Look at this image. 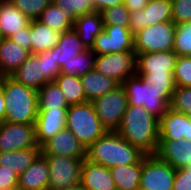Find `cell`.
<instances>
[{"label": "cell", "mask_w": 191, "mask_h": 190, "mask_svg": "<svg viewBox=\"0 0 191 190\" xmlns=\"http://www.w3.org/2000/svg\"><path fill=\"white\" fill-rule=\"evenodd\" d=\"M81 83L84 87L87 101L92 102L94 99L104 96L106 93L113 91L119 84L95 69L81 76Z\"/></svg>", "instance_id": "cell-26"}, {"label": "cell", "mask_w": 191, "mask_h": 190, "mask_svg": "<svg viewBox=\"0 0 191 190\" xmlns=\"http://www.w3.org/2000/svg\"><path fill=\"white\" fill-rule=\"evenodd\" d=\"M13 190H26V189H22V188L16 187Z\"/></svg>", "instance_id": "cell-50"}, {"label": "cell", "mask_w": 191, "mask_h": 190, "mask_svg": "<svg viewBox=\"0 0 191 190\" xmlns=\"http://www.w3.org/2000/svg\"><path fill=\"white\" fill-rule=\"evenodd\" d=\"M31 55V52L10 38L0 39V77L10 76Z\"/></svg>", "instance_id": "cell-21"}, {"label": "cell", "mask_w": 191, "mask_h": 190, "mask_svg": "<svg viewBox=\"0 0 191 190\" xmlns=\"http://www.w3.org/2000/svg\"><path fill=\"white\" fill-rule=\"evenodd\" d=\"M173 21L171 0H149L145 8L130 14L129 29L133 35L148 25Z\"/></svg>", "instance_id": "cell-13"}, {"label": "cell", "mask_w": 191, "mask_h": 190, "mask_svg": "<svg viewBox=\"0 0 191 190\" xmlns=\"http://www.w3.org/2000/svg\"><path fill=\"white\" fill-rule=\"evenodd\" d=\"M116 132L146 155H155L159 144V119L143 106H128Z\"/></svg>", "instance_id": "cell-1"}, {"label": "cell", "mask_w": 191, "mask_h": 190, "mask_svg": "<svg viewBox=\"0 0 191 190\" xmlns=\"http://www.w3.org/2000/svg\"><path fill=\"white\" fill-rule=\"evenodd\" d=\"M95 70L122 85L127 78L136 75V52L96 55Z\"/></svg>", "instance_id": "cell-10"}, {"label": "cell", "mask_w": 191, "mask_h": 190, "mask_svg": "<svg viewBox=\"0 0 191 190\" xmlns=\"http://www.w3.org/2000/svg\"><path fill=\"white\" fill-rule=\"evenodd\" d=\"M18 174L12 169L0 166V189L13 190L18 187Z\"/></svg>", "instance_id": "cell-44"}, {"label": "cell", "mask_w": 191, "mask_h": 190, "mask_svg": "<svg viewBox=\"0 0 191 190\" xmlns=\"http://www.w3.org/2000/svg\"><path fill=\"white\" fill-rule=\"evenodd\" d=\"M149 0H124L123 4L131 13L141 11L145 8Z\"/></svg>", "instance_id": "cell-47"}, {"label": "cell", "mask_w": 191, "mask_h": 190, "mask_svg": "<svg viewBox=\"0 0 191 190\" xmlns=\"http://www.w3.org/2000/svg\"><path fill=\"white\" fill-rule=\"evenodd\" d=\"M43 72V59H39L35 54H31L10 76L17 82L38 91L47 83Z\"/></svg>", "instance_id": "cell-22"}, {"label": "cell", "mask_w": 191, "mask_h": 190, "mask_svg": "<svg viewBox=\"0 0 191 190\" xmlns=\"http://www.w3.org/2000/svg\"><path fill=\"white\" fill-rule=\"evenodd\" d=\"M73 29L86 48L92 49L96 37L104 30L101 13L95 11L90 14L78 16L73 23Z\"/></svg>", "instance_id": "cell-24"}, {"label": "cell", "mask_w": 191, "mask_h": 190, "mask_svg": "<svg viewBox=\"0 0 191 190\" xmlns=\"http://www.w3.org/2000/svg\"><path fill=\"white\" fill-rule=\"evenodd\" d=\"M91 50L95 55L134 51V35L129 26L104 25Z\"/></svg>", "instance_id": "cell-11"}, {"label": "cell", "mask_w": 191, "mask_h": 190, "mask_svg": "<svg viewBox=\"0 0 191 190\" xmlns=\"http://www.w3.org/2000/svg\"><path fill=\"white\" fill-rule=\"evenodd\" d=\"M104 25L129 26L130 12L123 3L100 12Z\"/></svg>", "instance_id": "cell-36"}, {"label": "cell", "mask_w": 191, "mask_h": 190, "mask_svg": "<svg viewBox=\"0 0 191 190\" xmlns=\"http://www.w3.org/2000/svg\"><path fill=\"white\" fill-rule=\"evenodd\" d=\"M41 153L69 158H86V148L67 128H64L51 140L47 141L41 147Z\"/></svg>", "instance_id": "cell-17"}, {"label": "cell", "mask_w": 191, "mask_h": 190, "mask_svg": "<svg viewBox=\"0 0 191 190\" xmlns=\"http://www.w3.org/2000/svg\"><path fill=\"white\" fill-rule=\"evenodd\" d=\"M176 24L173 21L148 25L134 35L136 53L173 50Z\"/></svg>", "instance_id": "cell-6"}, {"label": "cell", "mask_w": 191, "mask_h": 190, "mask_svg": "<svg viewBox=\"0 0 191 190\" xmlns=\"http://www.w3.org/2000/svg\"><path fill=\"white\" fill-rule=\"evenodd\" d=\"M146 154L116 131H107L86 149L88 161L111 168L138 163Z\"/></svg>", "instance_id": "cell-2"}, {"label": "cell", "mask_w": 191, "mask_h": 190, "mask_svg": "<svg viewBox=\"0 0 191 190\" xmlns=\"http://www.w3.org/2000/svg\"><path fill=\"white\" fill-rule=\"evenodd\" d=\"M39 59H43L44 79L47 83L54 82L56 77L61 73L58 65L56 51L52 48L45 52L35 54Z\"/></svg>", "instance_id": "cell-39"}, {"label": "cell", "mask_w": 191, "mask_h": 190, "mask_svg": "<svg viewBox=\"0 0 191 190\" xmlns=\"http://www.w3.org/2000/svg\"><path fill=\"white\" fill-rule=\"evenodd\" d=\"M173 190H191V163L187 167L176 169Z\"/></svg>", "instance_id": "cell-43"}, {"label": "cell", "mask_w": 191, "mask_h": 190, "mask_svg": "<svg viewBox=\"0 0 191 190\" xmlns=\"http://www.w3.org/2000/svg\"><path fill=\"white\" fill-rule=\"evenodd\" d=\"M122 86L126 91L128 106H143L158 119L170 108L174 91H158L138 75L127 78Z\"/></svg>", "instance_id": "cell-4"}, {"label": "cell", "mask_w": 191, "mask_h": 190, "mask_svg": "<svg viewBox=\"0 0 191 190\" xmlns=\"http://www.w3.org/2000/svg\"><path fill=\"white\" fill-rule=\"evenodd\" d=\"M173 22L177 25L191 22V0H171Z\"/></svg>", "instance_id": "cell-42"}, {"label": "cell", "mask_w": 191, "mask_h": 190, "mask_svg": "<svg viewBox=\"0 0 191 190\" xmlns=\"http://www.w3.org/2000/svg\"><path fill=\"white\" fill-rule=\"evenodd\" d=\"M158 91H175L173 74H136Z\"/></svg>", "instance_id": "cell-41"}, {"label": "cell", "mask_w": 191, "mask_h": 190, "mask_svg": "<svg viewBox=\"0 0 191 190\" xmlns=\"http://www.w3.org/2000/svg\"><path fill=\"white\" fill-rule=\"evenodd\" d=\"M81 185L86 190H116L109 168L87 159L82 164Z\"/></svg>", "instance_id": "cell-20"}, {"label": "cell", "mask_w": 191, "mask_h": 190, "mask_svg": "<svg viewBox=\"0 0 191 190\" xmlns=\"http://www.w3.org/2000/svg\"><path fill=\"white\" fill-rule=\"evenodd\" d=\"M173 75L176 86L191 87V56L177 57Z\"/></svg>", "instance_id": "cell-40"}, {"label": "cell", "mask_w": 191, "mask_h": 190, "mask_svg": "<svg viewBox=\"0 0 191 190\" xmlns=\"http://www.w3.org/2000/svg\"><path fill=\"white\" fill-rule=\"evenodd\" d=\"M155 155L175 169L187 167L191 163V141H159Z\"/></svg>", "instance_id": "cell-18"}, {"label": "cell", "mask_w": 191, "mask_h": 190, "mask_svg": "<svg viewBox=\"0 0 191 190\" xmlns=\"http://www.w3.org/2000/svg\"><path fill=\"white\" fill-rule=\"evenodd\" d=\"M93 0H52L61 9L68 10L69 21L73 24L78 16L95 12Z\"/></svg>", "instance_id": "cell-35"}, {"label": "cell", "mask_w": 191, "mask_h": 190, "mask_svg": "<svg viewBox=\"0 0 191 190\" xmlns=\"http://www.w3.org/2000/svg\"><path fill=\"white\" fill-rule=\"evenodd\" d=\"M41 153L40 147L30 149L0 152V166L12 169L18 175L24 172Z\"/></svg>", "instance_id": "cell-29"}, {"label": "cell", "mask_w": 191, "mask_h": 190, "mask_svg": "<svg viewBox=\"0 0 191 190\" xmlns=\"http://www.w3.org/2000/svg\"><path fill=\"white\" fill-rule=\"evenodd\" d=\"M5 115H6V107H5V99L0 91V122L5 120Z\"/></svg>", "instance_id": "cell-48"}, {"label": "cell", "mask_w": 191, "mask_h": 190, "mask_svg": "<svg viewBox=\"0 0 191 190\" xmlns=\"http://www.w3.org/2000/svg\"><path fill=\"white\" fill-rule=\"evenodd\" d=\"M0 91L5 99L6 122L35 124L38 114V92L14 80L0 77Z\"/></svg>", "instance_id": "cell-3"}, {"label": "cell", "mask_w": 191, "mask_h": 190, "mask_svg": "<svg viewBox=\"0 0 191 190\" xmlns=\"http://www.w3.org/2000/svg\"><path fill=\"white\" fill-rule=\"evenodd\" d=\"M96 55L91 49L81 52L77 56H73L67 63L61 67V73L68 76H83L89 71L95 69Z\"/></svg>", "instance_id": "cell-33"}, {"label": "cell", "mask_w": 191, "mask_h": 190, "mask_svg": "<svg viewBox=\"0 0 191 190\" xmlns=\"http://www.w3.org/2000/svg\"><path fill=\"white\" fill-rule=\"evenodd\" d=\"M53 49L56 51V58L60 68L73 56L87 50L73 28L60 34L58 44Z\"/></svg>", "instance_id": "cell-27"}, {"label": "cell", "mask_w": 191, "mask_h": 190, "mask_svg": "<svg viewBox=\"0 0 191 190\" xmlns=\"http://www.w3.org/2000/svg\"><path fill=\"white\" fill-rule=\"evenodd\" d=\"M54 82L64 94L68 106L88 102L79 76H68L64 73H60Z\"/></svg>", "instance_id": "cell-30"}, {"label": "cell", "mask_w": 191, "mask_h": 190, "mask_svg": "<svg viewBox=\"0 0 191 190\" xmlns=\"http://www.w3.org/2000/svg\"><path fill=\"white\" fill-rule=\"evenodd\" d=\"M37 92L38 110L68 109L64 94L55 82L46 83Z\"/></svg>", "instance_id": "cell-31"}, {"label": "cell", "mask_w": 191, "mask_h": 190, "mask_svg": "<svg viewBox=\"0 0 191 190\" xmlns=\"http://www.w3.org/2000/svg\"><path fill=\"white\" fill-rule=\"evenodd\" d=\"M37 20L60 33L73 28V24L69 21L68 10L61 9L53 2L44 9Z\"/></svg>", "instance_id": "cell-32"}, {"label": "cell", "mask_w": 191, "mask_h": 190, "mask_svg": "<svg viewBox=\"0 0 191 190\" xmlns=\"http://www.w3.org/2000/svg\"><path fill=\"white\" fill-rule=\"evenodd\" d=\"M66 119L67 109L38 110L35 132L36 142L40 148L66 128Z\"/></svg>", "instance_id": "cell-16"}, {"label": "cell", "mask_w": 191, "mask_h": 190, "mask_svg": "<svg viewBox=\"0 0 191 190\" xmlns=\"http://www.w3.org/2000/svg\"><path fill=\"white\" fill-rule=\"evenodd\" d=\"M177 57L173 50L136 53V74H173Z\"/></svg>", "instance_id": "cell-15"}, {"label": "cell", "mask_w": 191, "mask_h": 190, "mask_svg": "<svg viewBox=\"0 0 191 190\" xmlns=\"http://www.w3.org/2000/svg\"><path fill=\"white\" fill-rule=\"evenodd\" d=\"M10 39L31 52L30 25L15 32Z\"/></svg>", "instance_id": "cell-45"}, {"label": "cell", "mask_w": 191, "mask_h": 190, "mask_svg": "<svg viewBox=\"0 0 191 190\" xmlns=\"http://www.w3.org/2000/svg\"><path fill=\"white\" fill-rule=\"evenodd\" d=\"M117 190H139L142 159L131 165H118L109 168Z\"/></svg>", "instance_id": "cell-28"}, {"label": "cell", "mask_w": 191, "mask_h": 190, "mask_svg": "<svg viewBox=\"0 0 191 190\" xmlns=\"http://www.w3.org/2000/svg\"><path fill=\"white\" fill-rule=\"evenodd\" d=\"M124 0H93V7L96 12H101L105 9L111 8L123 3Z\"/></svg>", "instance_id": "cell-46"}, {"label": "cell", "mask_w": 191, "mask_h": 190, "mask_svg": "<svg viewBox=\"0 0 191 190\" xmlns=\"http://www.w3.org/2000/svg\"><path fill=\"white\" fill-rule=\"evenodd\" d=\"M59 190H86L81 184Z\"/></svg>", "instance_id": "cell-49"}, {"label": "cell", "mask_w": 191, "mask_h": 190, "mask_svg": "<svg viewBox=\"0 0 191 190\" xmlns=\"http://www.w3.org/2000/svg\"><path fill=\"white\" fill-rule=\"evenodd\" d=\"M49 165L40 153L34 162L18 176V187L26 190H49Z\"/></svg>", "instance_id": "cell-19"}, {"label": "cell", "mask_w": 191, "mask_h": 190, "mask_svg": "<svg viewBox=\"0 0 191 190\" xmlns=\"http://www.w3.org/2000/svg\"><path fill=\"white\" fill-rule=\"evenodd\" d=\"M176 169L156 155L142 158L139 190H173Z\"/></svg>", "instance_id": "cell-9"}, {"label": "cell", "mask_w": 191, "mask_h": 190, "mask_svg": "<svg viewBox=\"0 0 191 190\" xmlns=\"http://www.w3.org/2000/svg\"><path fill=\"white\" fill-rule=\"evenodd\" d=\"M60 32L45 26L38 20L30 22L31 54L52 49L58 44Z\"/></svg>", "instance_id": "cell-25"}, {"label": "cell", "mask_w": 191, "mask_h": 190, "mask_svg": "<svg viewBox=\"0 0 191 190\" xmlns=\"http://www.w3.org/2000/svg\"><path fill=\"white\" fill-rule=\"evenodd\" d=\"M173 51L178 57L191 56V22L176 25Z\"/></svg>", "instance_id": "cell-34"}, {"label": "cell", "mask_w": 191, "mask_h": 190, "mask_svg": "<svg viewBox=\"0 0 191 190\" xmlns=\"http://www.w3.org/2000/svg\"><path fill=\"white\" fill-rule=\"evenodd\" d=\"M170 108L191 117V87L176 86Z\"/></svg>", "instance_id": "cell-38"}, {"label": "cell", "mask_w": 191, "mask_h": 190, "mask_svg": "<svg viewBox=\"0 0 191 190\" xmlns=\"http://www.w3.org/2000/svg\"><path fill=\"white\" fill-rule=\"evenodd\" d=\"M39 147L35 124L0 122V152L18 151Z\"/></svg>", "instance_id": "cell-12"}, {"label": "cell", "mask_w": 191, "mask_h": 190, "mask_svg": "<svg viewBox=\"0 0 191 190\" xmlns=\"http://www.w3.org/2000/svg\"><path fill=\"white\" fill-rule=\"evenodd\" d=\"M30 20H37L52 0H10Z\"/></svg>", "instance_id": "cell-37"}, {"label": "cell", "mask_w": 191, "mask_h": 190, "mask_svg": "<svg viewBox=\"0 0 191 190\" xmlns=\"http://www.w3.org/2000/svg\"><path fill=\"white\" fill-rule=\"evenodd\" d=\"M49 165V190L81 184V169L86 158L44 155Z\"/></svg>", "instance_id": "cell-8"}, {"label": "cell", "mask_w": 191, "mask_h": 190, "mask_svg": "<svg viewBox=\"0 0 191 190\" xmlns=\"http://www.w3.org/2000/svg\"><path fill=\"white\" fill-rule=\"evenodd\" d=\"M66 128L86 149L107 132L89 101L68 107Z\"/></svg>", "instance_id": "cell-5"}, {"label": "cell", "mask_w": 191, "mask_h": 190, "mask_svg": "<svg viewBox=\"0 0 191 190\" xmlns=\"http://www.w3.org/2000/svg\"><path fill=\"white\" fill-rule=\"evenodd\" d=\"M26 17L10 0H0V36L10 38L15 32L30 25Z\"/></svg>", "instance_id": "cell-23"}, {"label": "cell", "mask_w": 191, "mask_h": 190, "mask_svg": "<svg viewBox=\"0 0 191 190\" xmlns=\"http://www.w3.org/2000/svg\"><path fill=\"white\" fill-rule=\"evenodd\" d=\"M191 141V117L169 108L159 119V141Z\"/></svg>", "instance_id": "cell-14"}, {"label": "cell", "mask_w": 191, "mask_h": 190, "mask_svg": "<svg viewBox=\"0 0 191 190\" xmlns=\"http://www.w3.org/2000/svg\"><path fill=\"white\" fill-rule=\"evenodd\" d=\"M92 104L106 131H116L128 107L125 88L119 85L113 91L94 99Z\"/></svg>", "instance_id": "cell-7"}]
</instances>
